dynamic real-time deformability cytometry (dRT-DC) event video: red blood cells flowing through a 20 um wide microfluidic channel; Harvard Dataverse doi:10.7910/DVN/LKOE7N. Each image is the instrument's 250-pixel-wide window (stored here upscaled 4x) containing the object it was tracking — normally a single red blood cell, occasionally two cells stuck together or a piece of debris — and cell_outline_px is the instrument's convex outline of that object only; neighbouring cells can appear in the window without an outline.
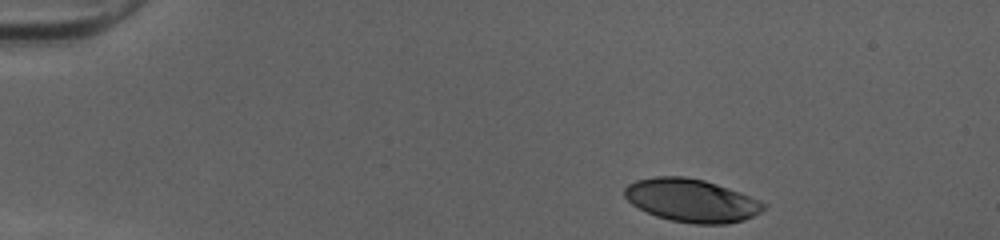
{"species": "human", "species_latin": "Homo sapiens", "temperature_condition": "cold", "stored_images_in_passage": 36, "camera_frame_rate_fps": 3000, "um_per_image_px": 0.085, "donor": {"sex": "female"}, "frame": {"image": 1, "passage_image": 1, "time_ms": 0.0, "image_size_px": [1000, 240], "cell_outline_px": [[764, 208], [760, 212], [744, 220], [728, 224], [692, 224], [672, 220], [656, 216], [632, 204], [624, 196], [624, 188], [628, 184], [636, 180], [656, 176], [684, 176], [704, 180], [740, 192], [760, 200], [764, 204]], "centroid_in_image_um": [58.77, 17.03], "position_along_channel_um": 26.2, "area_um2": 34.74}}
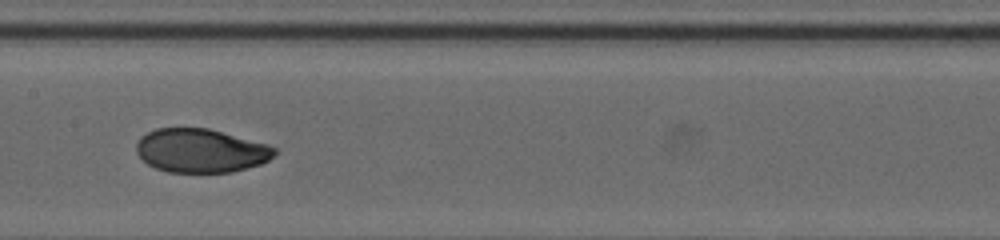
{"frame": {"image": 2, "passage_image": 20, "time_ms": 6.333, "image_size_px": [1000, 240], "cell_outline_px": [[280, 152], [268, 160], [260, 164], [232, 172], [168, 172], [156, 168], [148, 164], [136, 152], [136, 144], [140, 136], [156, 128], [208, 128], [268, 144], [276, 148]], "centroid_in_image_um": [17.09, 12.8], "position_along_channel_um": 190.3, "area_um2": 35.32}}
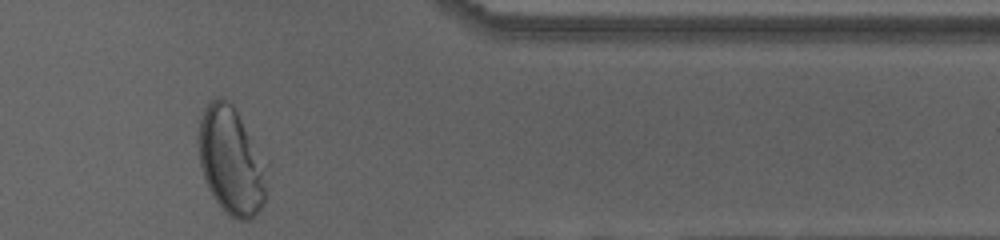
{"frame": {"image": 3, "passage_image": 36, "time_ms": 11.667, "image_size_px": [1000, 240], "cell_outline_px": [[272, 160], [264, 204], [256, 216], [248, 220], [236, 220], [224, 212], [208, 188], [200, 164], [196, 136], [200, 120], [204, 108], [212, 100], [220, 96], [228, 100], [232, 104]], "centroid_in_image_um": [19.76, 13.65], "position_along_channel_um": 391.6, "area_um2": 45.26}, "authors_computed_cell_mechanics": {"area_um2": 35.9516, "velocity_mm_per_s": 4.0437, "shape_relaxation_time_tau1_ms": 4.885, "shape_relaxation_time_tau2_ms": 0.8922, "deformation_change_tau1": 0.1917, "deformation_change_tau2": 0.0376}}